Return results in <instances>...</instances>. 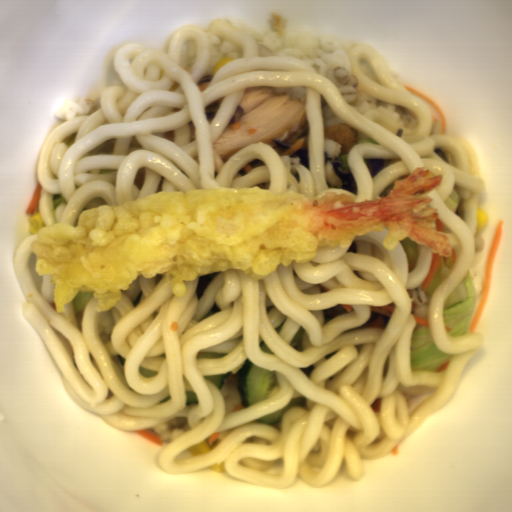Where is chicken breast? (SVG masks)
Listing matches in <instances>:
<instances>
[{
    "mask_svg": "<svg viewBox=\"0 0 512 512\" xmlns=\"http://www.w3.org/2000/svg\"><path fill=\"white\" fill-rule=\"evenodd\" d=\"M308 121L305 99L273 86L246 87L224 132L213 147L224 165L241 147L260 141L268 146L290 137Z\"/></svg>",
    "mask_w": 512,
    "mask_h": 512,
    "instance_id": "chicken-breast-1",
    "label": "chicken breast"
}]
</instances>
